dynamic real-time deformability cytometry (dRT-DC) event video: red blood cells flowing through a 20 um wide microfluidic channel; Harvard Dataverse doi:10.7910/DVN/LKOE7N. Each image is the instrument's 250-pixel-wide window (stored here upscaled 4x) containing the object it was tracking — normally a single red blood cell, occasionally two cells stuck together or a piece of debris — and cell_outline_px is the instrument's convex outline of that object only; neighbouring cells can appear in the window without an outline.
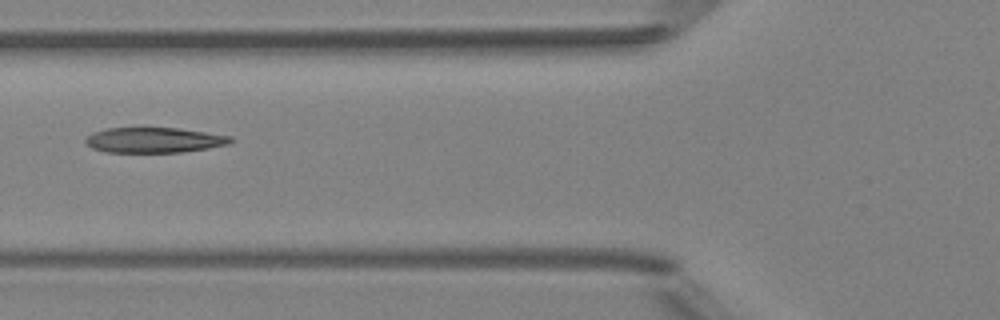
{"species": "Egyptian fruit bat (a non-hibernating species)", "species_latin": "Rousettus aegyptiacus", "temperature_condition": "room temperature", "stored_images_in_passage": 5, "camera_frame_rate_fps": 3000, "um_per_image_px": 0.085, "animal": {"sex": "female"}, "frame": {"image": 1, "passage_image": 5, "time_ms": 5.333, "image_size_px": [1000, 320], "cell_outline_px": [[232, 140], [228, 144], [208, 148], [184, 152], [104, 152], [92, 148], [84, 140], [92, 132], [108, 128], [180, 128], [232, 136]], "centroid_in_image_um": [13.1, 11.9], "position_along_channel_um": 112.7, "area_um2": 21.33}}